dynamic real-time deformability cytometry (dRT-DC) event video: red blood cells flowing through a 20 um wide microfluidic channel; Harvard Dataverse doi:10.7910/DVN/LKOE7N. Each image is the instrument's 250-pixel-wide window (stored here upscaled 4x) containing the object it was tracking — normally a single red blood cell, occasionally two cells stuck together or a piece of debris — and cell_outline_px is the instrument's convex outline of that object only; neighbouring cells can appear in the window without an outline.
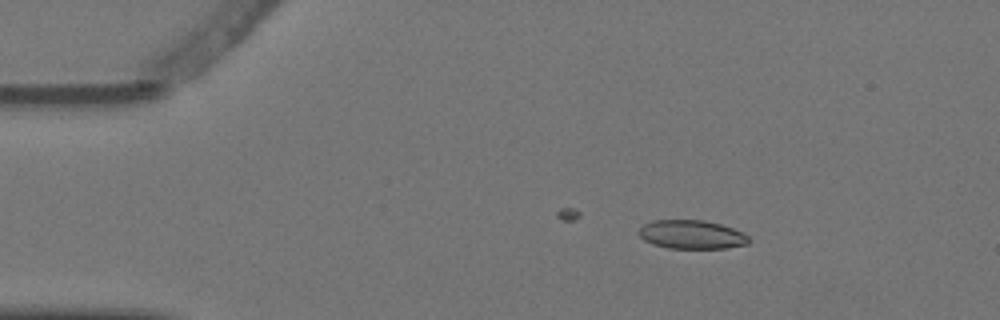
{"species": "Egyptian fruit bat (a non-hibernating species)", "species_latin": "Rousettus aegyptiacus", "temperature_condition": "warm", "stored_images_in_passage": 5, "segment_of_instrument_passage": [1, 2], "camera_frame_rate_fps": 3000, "um_per_image_px": 0.085, "animal": {"sex": "female"}, "frame": {"image": 1, "passage_image": 2, "time_ms": 0.333, "image_size_px": [1000, 320], "cell_outline_px": [[752, 240], [748, 244], [728, 248], [668, 248], [652, 244], [644, 240], [636, 232], [644, 224], [652, 220], [704, 220], [720, 224], [744, 232]], "centroid_in_image_um": [58.8, 19.94], "position_along_channel_um": 26.2, "area_um2": 18.61}}